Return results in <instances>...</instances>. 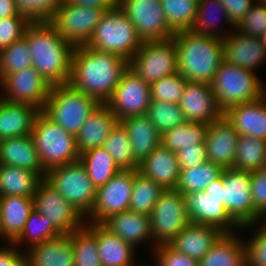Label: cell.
Segmentation results:
<instances>
[{
    "instance_id": "cell-1",
    "label": "cell",
    "mask_w": 266,
    "mask_h": 266,
    "mask_svg": "<svg viewBox=\"0 0 266 266\" xmlns=\"http://www.w3.org/2000/svg\"><path fill=\"white\" fill-rule=\"evenodd\" d=\"M128 61L121 56L94 50L86 45L74 47L69 84L82 93L106 103L118 85Z\"/></svg>"
},
{
    "instance_id": "cell-2",
    "label": "cell",
    "mask_w": 266,
    "mask_h": 266,
    "mask_svg": "<svg viewBox=\"0 0 266 266\" xmlns=\"http://www.w3.org/2000/svg\"><path fill=\"white\" fill-rule=\"evenodd\" d=\"M28 43L32 66L51 86L67 84L74 47L59 35L49 21L31 22L23 36Z\"/></svg>"
},
{
    "instance_id": "cell-3",
    "label": "cell",
    "mask_w": 266,
    "mask_h": 266,
    "mask_svg": "<svg viewBox=\"0 0 266 266\" xmlns=\"http://www.w3.org/2000/svg\"><path fill=\"white\" fill-rule=\"evenodd\" d=\"M178 72L187 80L211 84L224 60L223 39L188 31L173 35Z\"/></svg>"
},
{
    "instance_id": "cell-4",
    "label": "cell",
    "mask_w": 266,
    "mask_h": 266,
    "mask_svg": "<svg viewBox=\"0 0 266 266\" xmlns=\"http://www.w3.org/2000/svg\"><path fill=\"white\" fill-rule=\"evenodd\" d=\"M142 43L134 24L117 6L104 12L86 46L119 55L129 62Z\"/></svg>"
},
{
    "instance_id": "cell-5",
    "label": "cell",
    "mask_w": 266,
    "mask_h": 266,
    "mask_svg": "<svg viewBox=\"0 0 266 266\" xmlns=\"http://www.w3.org/2000/svg\"><path fill=\"white\" fill-rule=\"evenodd\" d=\"M219 109H227L261 98L266 85L258 75L223 60L211 83Z\"/></svg>"
},
{
    "instance_id": "cell-6",
    "label": "cell",
    "mask_w": 266,
    "mask_h": 266,
    "mask_svg": "<svg viewBox=\"0 0 266 266\" xmlns=\"http://www.w3.org/2000/svg\"><path fill=\"white\" fill-rule=\"evenodd\" d=\"M31 137L45 171L79 160L76 137L42 111L35 119Z\"/></svg>"
},
{
    "instance_id": "cell-7",
    "label": "cell",
    "mask_w": 266,
    "mask_h": 266,
    "mask_svg": "<svg viewBox=\"0 0 266 266\" xmlns=\"http://www.w3.org/2000/svg\"><path fill=\"white\" fill-rule=\"evenodd\" d=\"M99 102L69 83L51 86L42 112L67 133L76 136Z\"/></svg>"
},
{
    "instance_id": "cell-8",
    "label": "cell",
    "mask_w": 266,
    "mask_h": 266,
    "mask_svg": "<svg viewBox=\"0 0 266 266\" xmlns=\"http://www.w3.org/2000/svg\"><path fill=\"white\" fill-rule=\"evenodd\" d=\"M44 180L84 218L91 213L96 201L97 188L80 160L47 170Z\"/></svg>"
},
{
    "instance_id": "cell-9",
    "label": "cell",
    "mask_w": 266,
    "mask_h": 266,
    "mask_svg": "<svg viewBox=\"0 0 266 266\" xmlns=\"http://www.w3.org/2000/svg\"><path fill=\"white\" fill-rule=\"evenodd\" d=\"M190 223L185 196L176 188L164 189L150 213L153 250L169 244Z\"/></svg>"
},
{
    "instance_id": "cell-10",
    "label": "cell",
    "mask_w": 266,
    "mask_h": 266,
    "mask_svg": "<svg viewBox=\"0 0 266 266\" xmlns=\"http://www.w3.org/2000/svg\"><path fill=\"white\" fill-rule=\"evenodd\" d=\"M223 191L222 173V176L208 185L205 191L184 194L188 217L192 224L216 226L225 233L240 231L241 227L222 205Z\"/></svg>"
},
{
    "instance_id": "cell-11",
    "label": "cell",
    "mask_w": 266,
    "mask_h": 266,
    "mask_svg": "<svg viewBox=\"0 0 266 266\" xmlns=\"http://www.w3.org/2000/svg\"><path fill=\"white\" fill-rule=\"evenodd\" d=\"M222 205L242 229H251L263 219L254 209L251 195V172L230 168L223 171Z\"/></svg>"
},
{
    "instance_id": "cell-12",
    "label": "cell",
    "mask_w": 266,
    "mask_h": 266,
    "mask_svg": "<svg viewBox=\"0 0 266 266\" xmlns=\"http://www.w3.org/2000/svg\"><path fill=\"white\" fill-rule=\"evenodd\" d=\"M128 67L149 85L165 76L177 73L174 38L143 42L128 62Z\"/></svg>"
},
{
    "instance_id": "cell-13",
    "label": "cell",
    "mask_w": 266,
    "mask_h": 266,
    "mask_svg": "<svg viewBox=\"0 0 266 266\" xmlns=\"http://www.w3.org/2000/svg\"><path fill=\"white\" fill-rule=\"evenodd\" d=\"M104 12L98 8L74 5L64 1L49 22L73 47L84 46L94 34Z\"/></svg>"
},
{
    "instance_id": "cell-14",
    "label": "cell",
    "mask_w": 266,
    "mask_h": 266,
    "mask_svg": "<svg viewBox=\"0 0 266 266\" xmlns=\"http://www.w3.org/2000/svg\"><path fill=\"white\" fill-rule=\"evenodd\" d=\"M118 7L143 42L169 40L175 34L167 24L160 0H118Z\"/></svg>"
},
{
    "instance_id": "cell-15",
    "label": "cell",
    "mask_w": 266,
    "mask_h": 266,
    "mask_svg": "<svg viewBox=\"0 0 266 266\" xmlns=\"http://www.w3.org/2000/svg\"><path fill=\"white\" fill-rule=\"evenodd\" d=\"M0 98L10 103L29 104L44 109L51 85L33 67L13 72L0 80Z\"/></svg>"
},
{
    "instance_id": "cell-16",
    "label": "cell",
    "mask_w": 266,
    "mask_h": 266,
    "mask_svg": "<svg viewBox=\"0 0 266 266\" xmlns=\"http://www.w3.org/2000/svg\"><path fill=\"white\" fill-rule=\"evenodd\" d=\"M133 182L134 170H121L97 188L95 204L85 221L101 224L111 215L129 210Z\"/></svg>"
},
{
    "instance_id": "cell-17",
    "label": "cell",
    "mask_w": 266,
    "mask_h": 266,
    "mask_svg": "<svg viewBox=\"0 0 266 266\" xmlns=\"http://www.w3.org/2000/svg\"><path fill=\"white\" fill-rule=\"evenodd\" d=\"M33 198L34 209L49 219L62 235L71 234L86 223L85 218L44 179Z\"/></svg>"
},
{
    "instance_id": "cell-18",
    "label": "cell",
    "mask_w": 266,
    "mask_h": 266,
    "mask_svg": "<svg viewBox=\"0 0 266 266\" xmlns=\"http://www.w3.org/2000/svg\"><path fill=\"white\" fill-rule=\"evenodd\" d=\"M150 92V85L128 67L106 104L119 122L130 116L146 115L151 101Z\"/></svg>"
},
{
    "instance_id": "cell-19",
    "label": "cell",
    "mask_w": 266,
    "mask_h": 266,
    "mask_svg": "<svg viewBox=\"0 0 266 266\" xmlns=\"http://www.w3.org/2000/svg\"><path fill=\"white\" fill-rule=\"evenodd\" d=\"M179 106L187 122L209 125L223 116L208 83L188 81Z\"/></svg>"
},
{
    "instance_id": "cell-20",
    "label": "cell",
    "mask_w": 266,
    "mask_h": 266,
    "mask_svg": "<svg viewBox=\"0 0 266 266\" xmlns=\"http://www.w3.org/2000/svg\"><path fill=\"white\" fill-rule=\"evenodd\" d=\"M239 133L224 116L208 125L205 146L208 161L223 169L233 168Z\"/></svg>"
},
{
    "instance_id": "cell-21",
    "label": "cell",
    "mask_w": 266,
    "mask_h": 266,
    "mask_svg": "<svg viewBox=\"0 0 266 266\" xmlns=\"http://www.w3.org/2000/svg\"><path fill=\"white\" fill-rule=\"evenodd\" d=\"M223 54L224 61L253 72L266 59L260 38L248 37L233 29L223 38Z\"/></svg>"
},
{
    "instance_id": "cell-22",
    "label": "cell",
    "mask_w": 266,
    "mask_h": 266,
    "mask_svg": "<svg viewBox=\"0 0 266 266\" xmlns=\"http://www.w3.org/2000/svg\"><path fill=\"white\" fill-rule=\"evenodd\" d=\"M224 233L216 226L190 223L169 245L177 252L200 261Z\"/></svg>"
},
{
    "instance_id": "cell-23",
    "label": "cell",
    "mask_w": 266,
    "mask_h": 266,
    "mask_svg": "<svg viewBox=\"0 0 266 266\" xmlns=\"http://www.w3.org/2000/svg\"><path fill=\"white\" fill-rule=\"evenodd\" d=\"M116 115L106 103H99L87 117L76 137L80 154L97 147H102L111 130L118 123Z\"/></svg>"
},
{
    "instance_id": "cell-24",
    "label": "cell",
    "mask_w": 266,
    "mask_h": 266,
    "mask_svg": "<svg viewBox=\"0 0 266 266\" xmlns=\"http://www.w3.org/2000/svg\"><path fill=\"white\" fill-rule=\"evenodd\" d=\"M223 116L239 135H249L266 141V100L245 102L227 109Z\"/></svg>"
},
{
    "instance_id": "cell-25",
    "label": "cell",
    "mask_w": 266,
    "mask_h": 266,
    "mask_svg": "<svg viewBox=\"0 0 266 266\" xmlns=\"http://www.w3.org/2000/svg\"><path fill=\"white\" fill-rule=\"evenodd\" d=\"M0 165L15 166L35 172L42 179L46 174L31 135L0 140Z\"/></svg>"
},
{
    "instance_id": "cell-26",
    "label": "cell",
    "mask_w": 266,
    "mask_h": 266,
    "mask_svg": "<svg viewBox=\"0 0 266 266\" xmlns=\"http://www.w3.org/2000/svg\"><path fill=\"white\" fill-rule=\"evenodd\" d=\"M101 225L126 243L137 248L143 241H153L150 228V215L131 210L111 215Z\"/></svg>"
},
{
    "instance_id": "cell-27",
    "label": "cell",
    "mask_w": 266,
    "mask_h": 266,
    "mask_svg": "<svg viewBox=\"0 0 266 266\" xmlns=\"http://www.w3.org/2000/svg\"><path fill=\"white\" fill-rule=\"evenodd\" d=\"M96 236L98 254L102 266H134L137 250L117 235L110 233L101 224L85 223Z\"/></svg>"
},
{
    "instance_id": "cell-28",
    "label": "cell",
    "mask_w": 266,
    "mask_h": 266,
    "mask_svg": "<svg viewBox=\"0 0 266 266\" xmlns=\"http://www.w3.org/2000/svg\"><path fill=\"white\" fill-rule=\"evenodd\" d=\"M177 154L162 145L157 147L138 167V172L164 189L176 188L180 177Z\"/></svg>"
},
{
    "instance_id": "cell-29",
    "label": "cell",
    "mask_w": 266,
    "mask_h": 266,
    "mask_svg": "<svg viewBox=\"0 0 266 266\" xmlns=\"http://www.w3.org/2000/svg\"><path fill=\"white\" fill-rule=\"evenodd\" d=\"M34 210V198L22 196L0 197V238L12 243L22 232Z\"/></svg>"
},
{
    "instance_id": "cell-30",
    "label": "cell",
    "mask_w": 266,
    "mask_h": 266,
    "mask_svg": "<svg viewBox=\"0 0 266 266\" xmlns=\"http://www.w3.org/2000/svg\"><path fill=\"white\" fill-rule=\"evenodd\" d=\"M120 123L128 134L134 160L139 165L161 145V134L147 115L130 116Z\"/></svg>"
},
{
    "instance_id": "cell-31",
    "label": "cell",
    "mask_w": 266,
    "mask_h": 266,
    "mask_svg": "<svg viewBox=\"0 0 266 266\" xmlns=\"http://www.w3.org/2000/svg\"><path fill=\"white\" fill-rule=\"evenodd\" d=\"M41 111L29 104L10 103L0 98V140L31 135Z\"/></svg>"
},
{
    "instance_id": "cell-32",
    "label": "cell",
    "mask_w": 266,
    "mask_h": 266,
    "mask_svg": "<svg viewBox=\"0 0 266 266\" xmlns=\"http://www.w3.org/2000/svg\"><path fill=\"white\" fill-rule=\"evenodd\" d=\"M24 252L29 266H75L70 234L27 248Z\"/></svg>"
},
{
    "instance_id": "cell-33",
    "label": "cell",
    "mask_w": 266,
    "mask_h": 266,
    "mask_svg": "<svg viewBox=\"0 0 266 266\" xmlns=\"http://www.w3.org/2000/svg\"><path fill=\"white\" fill-rule=\"evenodd\" d=\"M199 266H246L242 237L237 232L224 233L199 261Z\"/></svg>"
},
{
    "instance_id": "cell-34",
    "label": "cell",
    "mask_w": 266,
    "mask_h": 266,
    "mask_svg": "<svg viewBox=\"0 0 266 266\" xmlns=\"http://www.w3.org/2000/svg\"><path fill=\"white\" fill-rule=\"evenodd\" d=\"M42 180L35 172L15 166L0 165V197H34Z\"/></svg>"
},
{
    "instance_id": "cell-35",
    "label": "cell",
    "mask_w": 266,
    "mask_h": 266,
    "mask_svg": "<svg viewBox=\"0 0 266 266\" xmlns=\"http://www.w3.org/2000/svg\"><path fill=\"white\" fill-rule=\"evenodd\" d=\"M218 13L220 14V16H218ZM216 17L217 19H215ZM218 17L220 19L222 18L221 20L224 19V21H226V24H229L230 27L232 26L231 29L234 28L235 30V26L228 19L226 8L220 3L219 0H198L196 18L190 31L199 36H208L223 39L232 31H225L222 33L220 31L219 33L217 28H215L218 24L216 23L218 21Z\"/></svg>"
},
{
    "instance_id": "cell-36",
    "label": "cell",
    "mask_w": 266,
    "mask_h": 266,
    "mask_svg": "<svg viewBox=\"0 0 266 266\" xmlns=\"http://www.w3.org/2000/svg\"><path fill=\"white\" fill-rule=\"evenodd\" d=\"M79 160L96 188L105 185L122 170L103 147L92 148L83 152L80 154Z\"/></svg>"
},
{
    "instance_id": "cell-37",
    "label": "cell",
    "mask_w": 266,
    "mask_h": 266,
    "mask_svg": "<svg viewBox=\"0 0 266 266\" xmlns=\"http://www.w3.org/2000/svg\"><path fill=\"white\" fill-rule=\"evenodd\" d=\"M233 168L248 172L266 168V141L249 135H240Z\"/></svg>"
},
{
    "instance_id": "cell-38",
    "label": "cell",
    "mask_w": 266,
    "mask_h": 266,
    "mask_svg": "<svg viewBox=\"0 0 266 266\" xmlns=\"http://www.w3.org/2000/svg\"><path fill=\"white\" fill-rule=\"evenodd\" d=\"M208 124L185 122L161 135V145L177 153L179 150L195 144H205Z\"/></svg>"
},
{
    "instance_id": "cell-39",
    "label": "cell",
    "mask_w": 266,
    "mask_h": 266,
    "mask_svg": "<svg viewBox=\"0 0 266 266\" xmlns=\"http://www.w3.org/2000/svg\"><path fill=\"white\" fill-rule=\"evenodd\" d=\"M176 189L183 195L190 192L205 191L206 187L222 176L224 169L210 161L195 167L180 169Z\"/></svg>"
},
{
    "instance_id": "cell-40",
    "label": "cell",
    "mask_w": 266,
    "mask_h": 266,
    "mask_svg": "<svg viewBox=\"0 0 266 266\" xmlns=\"http://www.w3.org/2000/svg\"><path fill=\"white\" fill-rule=\"evenodd\" d=\"M62 234L51 224L50 220L38 213L35 209L30 213L20 235L12 242L18 248L26 242L28 248L56 239Z\"/></svg>"
},
{
    "instance_id": "cell-41",
    "label": "cell",
    "mask_w": 266,
    "mask_h": 266,
    "mask_svg": "<svg viewBox=\"0 0 266 266\" xmlns=\"http://www.w3.org/2000/svg\"><path fill=\"white\" fill-rule=\"evenodd\" d=\"M164 188L134 170V182L129 210L150 215Z\"/></svg>"
},
{
    "instance_id": "cell-42",
    "label": "cell",
    "mask_w": 266,
    "mask_h": 266,
    "mask_svg": "<svg viewBox=\"0 0 266 266\" xmlns=\"http://www.w3.org/2000/svg\"><path fill=\"white\" fill-rule=\"evenodd\" d=\"M102 147L122 170L138 169L139 164L134 160L131 141L120 122L111 130Z\"/></svg>"
},
{
    "instance_id": "cell-43",
    "label": "cell",
    "mask_w": 266,
    "mask_h": 266,
    "mask_svg": "<svg viewBox=\"0 0 266 266\" xmlns=\"http://www.w3.org/2000/svg\"><path fill=\"white\" fill-rule=\"evenodd\" d=\"M160 3L167 24L174 33L192 28L198 0H160Z\"/></svg>"
},
{
    "instance_id": "cell-44",
    "label": "cell",
    "mask_w": 266,
    "mask_h": 266,
    "mask_svg": "<svg viewBox=\"0 0 266 266\" xmlns=\"http://www.w3.org/2000/svg\"><path fill=\"white\" fill-rule=\"evenodd\" d=\"M75 266H102L98 254L97 238L84 225L70 234Z\"/></svg>"
},
{
    "instance_id": "cell-45",
    "label": "cell",
    "mask_w": 266,
    "mask_h": 266,
    "mask_svg": "<svg viewBox=\"0 0 266 266\" xmlns=\"http://www.w3.org/2000/svg\"><path fill=\"white\" fill-rule=\"evenodd\" d=\"M146 115L161 135L186 122L179 104L171 102L151 100Z\"/></svg>"
},
{
    "instance_id": "cell-46",
    "label": "cell",
    "mask_w": 266,
    "mask_h": 266,
    "mask_svg": "<svg viewBox=\"0 0 266 266\" xmlns=\"http://www.w3.org/2000/svg\"><path fill=\"white\" fill-rule=\"evenodd\" d=\"M31 66L32 57L24 37L0 50V80L8 74Z\"/></svg>"
},
{
    "instance_id": "cell-47",
    "label": "cell",
    "mask_w": 266,
    "mask_h": 266,
    "mask_svg": "<svg viewBox=\"0 0 266 266\" xmlns=\"http://www.w3.org/2000/svg\"><path fill=\"white\" fill-rule=\"evenodd\" d=\"M187 82L179 72L165 76L150 85L151 100L179 104Z\"/></svg>"
},
{
    "instance_id": "cell-48",
    "label": "cell",
    "mask_w": 266,
    "mask_h": 266,
    "mask_svg": "<svg viewBox=\"0 0 266 266\" xmlns=\"http://www.w3.org/2000/svg\"><path fill=\"white\" fill-rule=\"evenodd\" d=\"M65 0H15L18 12L31 22L50 21Z\"/></svg>"
},
{
    "instance_id": "cell-49",
    "label": "cell",
    "mask_w": 266,
    "mask_h": 266,
    "mask_svg": "<svg viewBox=\"0 0 266 266\" xmlns=\"http://www.w3.org/2000/svg\"><path fill=\"white\" fill-rule=\"evenodd\" d=\"M235 30L248 37L260 38L266 30V5L257 0L246 16L236 25Z\"/></svg>"
},
{
    "instance_id": "cell-50",
    "label": "cell",
    "mask_w": 266,
    "mask_h": 266,
    "mask_svg": "<svg viewBox=\"0 0 266 266\" xmlns=\"http://www.w3.org/2000/svg\"><path fill=\"white\" fill-rule=\"evenodd\" d=\"M251 239L244 241L246 266H266V222H260Z\"/></svg>"
},
{
    "instance_id": "cell-51",
    "label": "cell",
    "mask_w": 266,
    "mask_h": 266,
    "mask_svg": "<svg viewBox=\"0 0 266 266\" xmlns=\"http://www.w3.org/2000/svg\"><path fill=\"white\" fill-rule=\"evenodd\" d=\"M30 23L31 21L26 16H12L0 19V50L20 40Z\"/></svg>"
},
{
    "instance_id": "cell-52",
    "label": "cell",
    "mask_w": 266,
    "mask_h": 266,
    "mask_svg": "<svg viewBox=\"0 0 266 266\" xmlns=\"http://www.w3.org/2000/svg\"><path fill=\"white\" fill-rule=\"evenodd\" d=\"M153 251L157 266H199V261L177 252L169 244L158 245Z\"/></svg>"
},
{
    "instance_id": "cell-53",
    "label": "cell",
    "mask_w": 266,
    "mask_h": 266,
    "mask_svg": "<svg viewBox=\"0 0 266 266\" xmlns=\"http://www.w3.org/2000/svg\"><path fill=\"white\" fill-rule=\"evenodd\" d=\"M251 195L255 211L266 221V168L251 172Z\"/></svg>"
},
{
    "instance_id": "cell-54",
    "label": "cell",
    "mask_w": 266,
    "mask_h": 266,
    "mask_svg": "<svg viewBox=\"0 0 266 266\" xmlns=\"http://www.w3.org/2000/svg\"><path fill=\"white\" fill-rule=\"evenodd\" d=\"M176 154L180 169H188L208 161L205 144L182 148Z\"/></svg>"
},
{
    "instance_id": "cell-55",
    "label": "cell",
    "mask_w": 266,
    "mask_h": 266,
    "mask_svg": "<svg viewBox=\"0 0 266 266\" xmlns=\"http://www.w3.org/2000/svg\"><path fill=\"white\" fill-rule=\"evenodd\" d=\"M226 8L229 21L236 27L257 0H219Z\"/></svg>"
},
{
    "instance_id": "cell-56",
    "label": "cell",
    "mask_w": 266,
    "mask_h": 266,
    "mask_svg": "<svg viewBox=\"0 0 266 266\" xmlns=\"http://www.w3.org/2000/svg\"><path fill=\"white\" fill-rule=\"evenodd\" d=\"M8 245L0 248V266H19L25 260V252L17 250L13 243Z\"/></svg>"
},
{
    "instance_id": "cell-57",
    "label": "cell",
    "mask_w": 266,
    "mask_h": 266,
    "mask_svg": "<svg viewBox=\"0 0 266 266\" xmlns=\"http://www.w3.org/2000/svg\"><path fill=\"white\" fill-rule=\"evenodd\" d=\"M68 3L90 8H98L104 11L111 10L118 6V0H65Z\"/></svg>"
},
{
    "instance_id": "cell-58",
    "label": "cell",
    "mask_w": 266,
    "mask_h": 266,
    "mask_svg": "<svg viewBox=\"0 0 266 266\" xmlns=\"http://www.w3.org/2000/svg\"><path fill=\"white\" fill-rule=\"evenodd\" d=\"M12 16H24L16 8L15 0H0V19Z\"/></svg>"
},
{
    "instance_id": "cell-59",
    "label": "cell",
    "mask_w": 266,
    "mask_h": 266,
    "mask_svg": "<svg viewBox=\"0 0 266 266\" xmlns=\"http://www.w3.org/2000/svg\"><path fill=\"white\" fill-rule=\"evenodd\" d=\"M260 40L262 42V45L264 46L266 50V30L263 32V34L260 36Z\"/></svg>"
},
{
    "instance_id": "cell-60",
    "label": "cell",
    "mask_w": 266,
    "mask_h": 266,
    "mask_svg": "<svg viewBox=\"0 0 266 266\" xmlns=\"http://www.w3.org/2000/svg\"><path fill=\"white\" fill-rule=\"evenodd\" d=\"M19 266H29V265H28V262L24 260Z\"/></svg>"
},
{
    "instance_id": "cell-61",
    "label": "cell",
    "mask_w": 266,
    "mask_h": 266,
    "mask_svg": "<svg viewBox=\"0 0 266 266\" xmlns=\"http://www.w3.org/2000/svg\"><path fill=\"white\" fill-rule=\"evenodd\" d=\"M261 4L266 5V0H258Z\"/></svg>"
},
{
    "instance_id": "cell-62",
    "label": "cell",
    "mask_w": 266,
    "mask_h": 266,
    "mask_svg": "<svg viewBox=\"0 0 266 266\" xmlns=\"http://www.w3.org/2000/svg\"><path fill=\"white\" fill-rule=\"evenodd\" d=\"M264 98H265V100H266V87L264 88Z\"/></svg>"
}]
</instances>
